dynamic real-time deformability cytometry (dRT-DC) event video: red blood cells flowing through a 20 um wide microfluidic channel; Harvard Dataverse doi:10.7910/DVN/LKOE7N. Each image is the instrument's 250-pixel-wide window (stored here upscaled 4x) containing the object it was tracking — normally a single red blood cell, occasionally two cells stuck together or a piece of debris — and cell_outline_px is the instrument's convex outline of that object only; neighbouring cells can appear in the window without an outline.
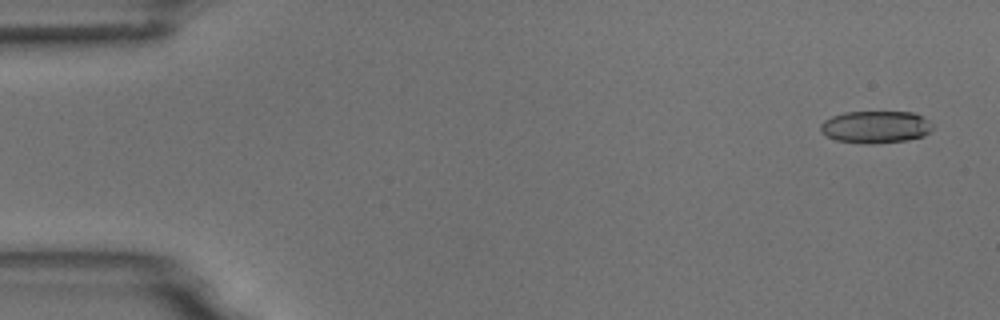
{"species": "common noctule bat (a hibernating species)", "species_latin": "Nyctalus noctula", "temperature_condition": "room temperature", "stored_images_in_passage": 4, "camera_frame_rate_fps": 3000, "um_per_image_px": 0.085, "animal": {"sex": "male", "body_mass_g": 18.8}, "frame": {"image": 1, "passage_image": 1, "time_ms": 0.0, "image_size_px": [1000, 320], "cell_outline_px": [[932, 128], [924, 136], [908, 140], [868, 144], [836, 140], [828, 136], [820, 128], [820, 124], [824, 120], [832, 116], [844, 112], [912, 112], [928, 120], [932, 124]], "centroid_in_image_um": [74.43, 10.79], "position_along_channel_um": 10.6, "area_um2": 20.87}}
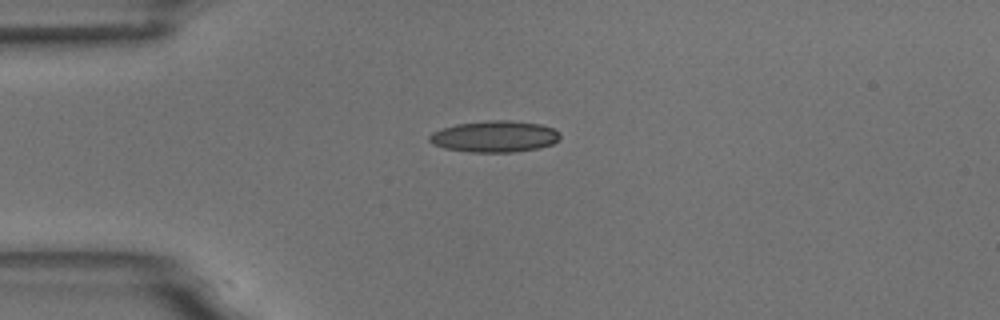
{"frame": {"image": 2, "passage_image": 4, "time_ms": 3.667, "image_size_px": [1000, 320], "cell_outline_px": [[560, 140], [552, 144], [540, 148], [516, 152], [468, 152], [444, 148], [432, 144], [428, 140], [428, 136], [432, 132], [456, 124], [488, 120], [508, 120], [540, 124], [552, 128], [560, 132]], "centroid_in_image_um": [42.05, 11.61], "position_along_channel_um": 43.0, "area_um2": 24.1}}